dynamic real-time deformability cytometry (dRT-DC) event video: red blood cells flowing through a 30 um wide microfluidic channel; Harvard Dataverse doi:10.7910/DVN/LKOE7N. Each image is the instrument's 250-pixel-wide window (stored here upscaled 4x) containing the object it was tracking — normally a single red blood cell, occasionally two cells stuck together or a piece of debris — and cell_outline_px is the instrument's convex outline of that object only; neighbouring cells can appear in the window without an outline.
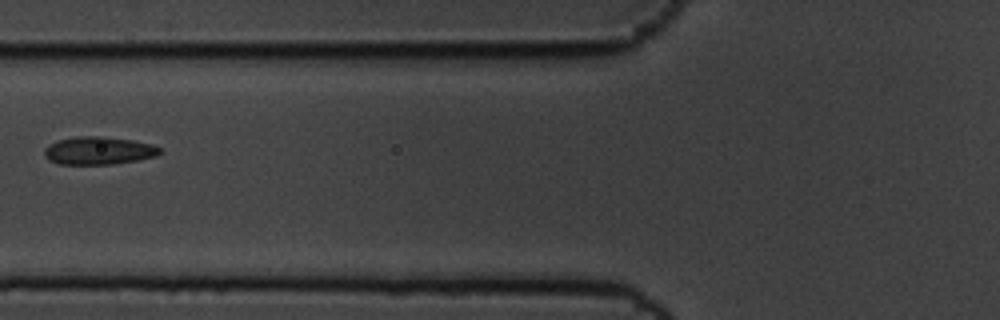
{"species": "common noctule bat (a hibernating species)", "species_latin": "Nyctalus noctula", "temperature_condition": "cold", "stored_images_in_passage": 4, "camera_frame_rate_fps": 3000, "um_per_image_px": 0.085, "animal": {"sex": "male", "body_mass_g": 19.5, "forearm_length_mm": 54.6}, "frame": {"image": 1, "passage_image": 4, "time_ms": 1.0, "image_size_px": [1000, 320], "cell_outline_px": [[164, 152], [156, 156], [136, 160], [112, 164], [60, 164], [48, 160], [44, 156], [44, 148], [48, 144], [56, 140], [76, 136], [104, 136], [132, 140], [152, 144], [160, 148]], "centroid_in_image_um": [8.36, 12.79], "position_along_channel_um": 117.4, "area_um2": 18.96}}